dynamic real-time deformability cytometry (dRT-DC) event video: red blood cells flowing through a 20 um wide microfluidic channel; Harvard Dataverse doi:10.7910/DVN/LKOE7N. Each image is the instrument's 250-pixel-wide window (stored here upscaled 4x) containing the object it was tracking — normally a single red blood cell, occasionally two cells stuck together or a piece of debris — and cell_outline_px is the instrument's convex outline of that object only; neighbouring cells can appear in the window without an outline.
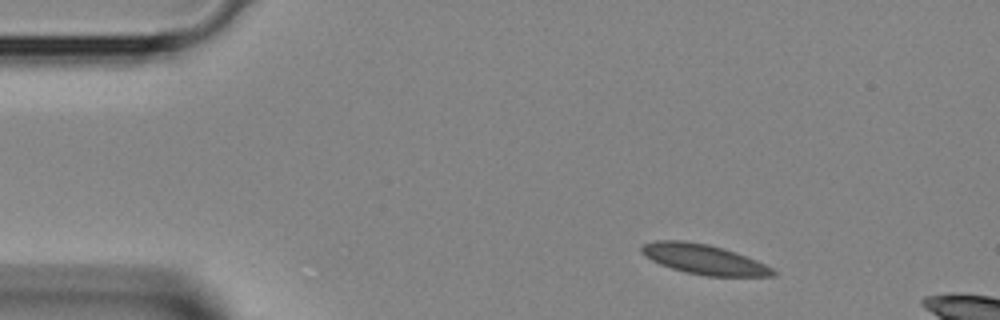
{"species": "Egyptian fruit bat (a non-hibernating species)", "species_latin": "Rousettus aegyptiacus", "temperature_condition": "room temperature", "stored_images_in_passage": 3, "camera_frame_rate_fps": 3000, "um_per_image_px": 0.085, "animal": {"sex": "female"}, "frame": {"image": 1, "passage_image": 1, "time_ms": 0.0, "image_size_px": [1000, 320], "cell_outline_px": [[776, 276], [708, 276], [684, 272], [660, 264], [644, 256], [640, 252], [640, 244], [656, 240], [684, 240], [708, 244], [724, 248], [756, 260], [772, 268], [776, 272]], "centroid_in_image_um": [59.78, 22.03], "position_along_channel_um": 25.2, "area_um2": 23.0}}